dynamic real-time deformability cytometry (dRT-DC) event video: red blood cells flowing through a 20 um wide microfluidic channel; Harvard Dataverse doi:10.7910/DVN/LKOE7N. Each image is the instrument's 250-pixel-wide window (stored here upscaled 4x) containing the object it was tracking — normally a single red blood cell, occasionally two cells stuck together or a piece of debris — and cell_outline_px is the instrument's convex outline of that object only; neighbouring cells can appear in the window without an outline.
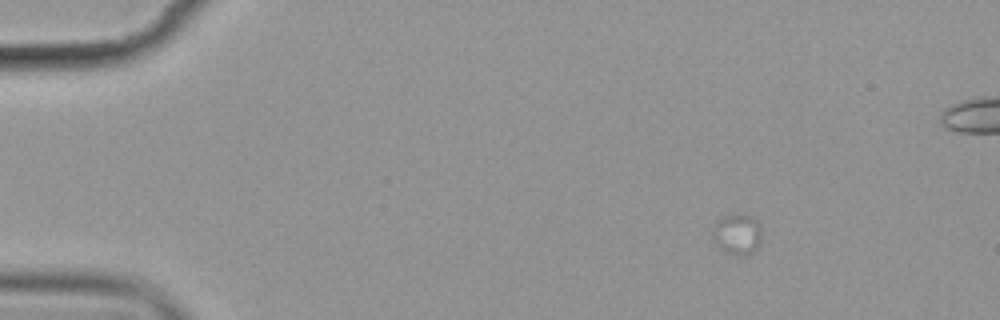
{"species": "common noctule bat (a hibernating species)", "species_latin": "Nyctalus noctula", "temperature_condition": "cold", "stored_images_in_passage": 5, "camera_frame_rate_fps": 3000, "um_per_image_px": 0.085, "animal": {"sex": "female", "body_mass_g": 19.9}, "frame": {"image": 1, "passage_image": 2, "time_ms": 1.0, "image_size_px": [1000, 320], "cell_outline_px": [[760, 240], [756, 248], [752, 252], [724, 252], [720, 248], [712, 236], [712, 232], [716, 220], [724, 216], [748, 216], [756, 220], [760, 228]], "centroid_in_image_um": [62.62, 19.88], "position_along_channel_um": 22.4, "area_um2": 10.81}}